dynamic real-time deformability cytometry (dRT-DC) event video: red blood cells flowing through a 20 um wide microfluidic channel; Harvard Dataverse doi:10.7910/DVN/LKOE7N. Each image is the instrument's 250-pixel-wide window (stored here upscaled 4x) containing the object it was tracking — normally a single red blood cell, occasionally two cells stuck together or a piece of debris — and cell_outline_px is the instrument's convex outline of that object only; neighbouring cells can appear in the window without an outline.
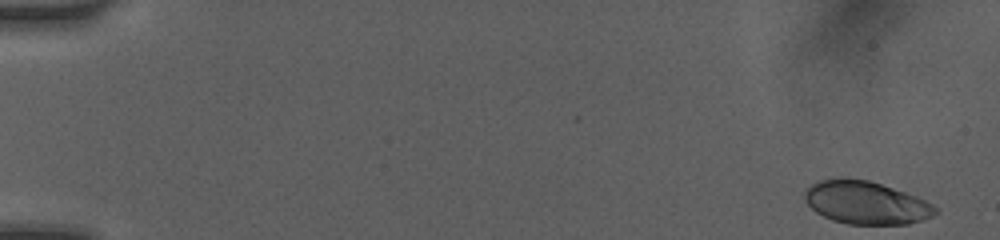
{"species": "human", "species_latin": "Homo sapiens", "temperature_condition": "room temperature", "stored_images_in_passage": 24, "camera_frame_rate_fps": 3000, "um_per_image_px": 0.085, "donor": {"sex": "female"}, "frame": {"image": 1, "passage_image": 1, "time_ms": 0.0, "image_size_px": [1000, 240], "cell_outline_px": [[940, 212], [932, 216], [908, 224], [848, 224], [832, 220], [816, 212], [804, 200], [804, 192], [816, 180], [844, 176], [848, 176], [868, 180], [916, 196], [940, 208]], "centroid_in_image_um": [73.59, 17.2], "position_along_channel_um": 11.4, "area_um2": 32.95}}
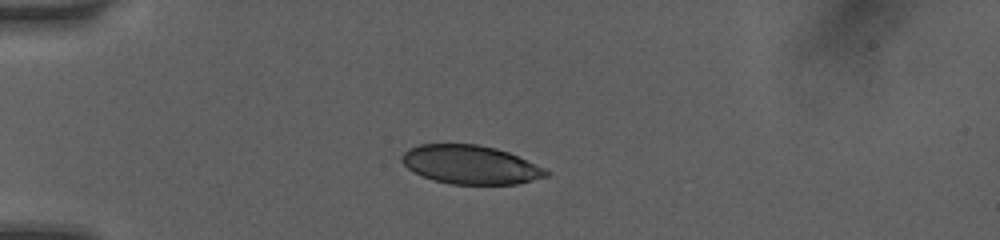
{"frame": {"image": 2, "passage_image": 14, "time_ms": 4.0, "image_size_px": [1000, 240], "cell_outline_px": [[548, 176], [516, 184], [452, 184], [436, 180], [424, 176], [408, 168], [400, 160], [400, 156], [408, 148], [420, 144], [476, 144], [496, 148], [508, 152], [544, 168], [548, 172]], "centroid_in_image_um": [39.96, 13.99], "position_along_channel_um": 45.0, "area_um2": 32.19}}
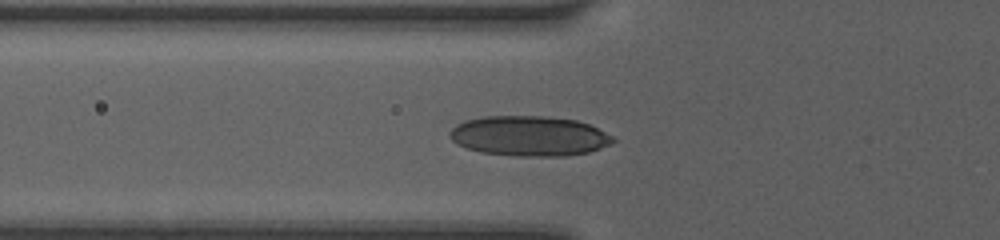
{"frame": {"image": 3, "passage_image": 21, "time_ms": 5.667, "image_size_px": [1000, 240], "cell_outline_px": [[616, 140], [612, 144], [588, 152], [564, 156], [512, 156], [480, 152], [456, 144], [448, 136], [448, 132], [456, 124], [464, 120], [484, 116], [544, 116], [576, 120], [588, 124], [612, 136]], "centroid_in_image_um": [44.94, 11.56], "position_along_channel_um": 80.9, "area_um2": 38.26}}